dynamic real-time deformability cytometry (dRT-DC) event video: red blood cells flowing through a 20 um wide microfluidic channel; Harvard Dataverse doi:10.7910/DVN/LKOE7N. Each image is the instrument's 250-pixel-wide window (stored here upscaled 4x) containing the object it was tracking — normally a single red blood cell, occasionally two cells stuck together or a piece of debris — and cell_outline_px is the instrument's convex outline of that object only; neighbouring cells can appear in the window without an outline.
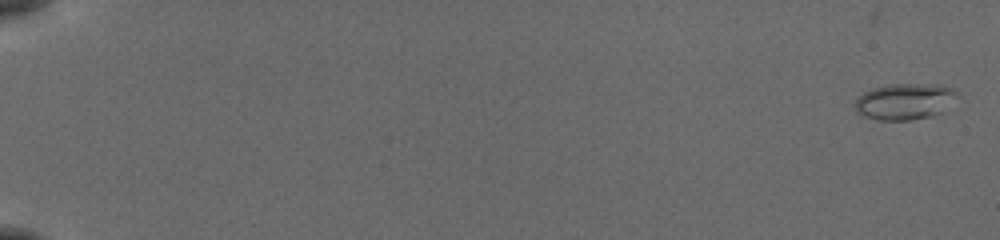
{"species": "common noctule bat (a hibernating species)", "species_latin": "Nyctalus noctula", "temperature_condition": "cold", "stored_images_in_passage": 55, "camera_frame_rate_fps": 3000, "um_per_image_px": 0.085, "animal": {"sex": "female", "body_mass_g": 19.5, "forearm_length_mm": 54.1}, "frame": {"image": 1, "passage_image": 1, "time_ms": 0.0, "image_size_px": [1000, 240], "cell_outline_px": [[960, 96], [948, 112], [932, 116], [908, 120], [876, 120], [864, 116], [856, 112], [852, 104], [864, 92], [872, 88], [892, 84], [940, 84], [952, 88], [960, 92]], "centroid_in_image_um": [77.0, 8.63], "position_along_channel_um": 8.0, "area_um2": 22.43}}
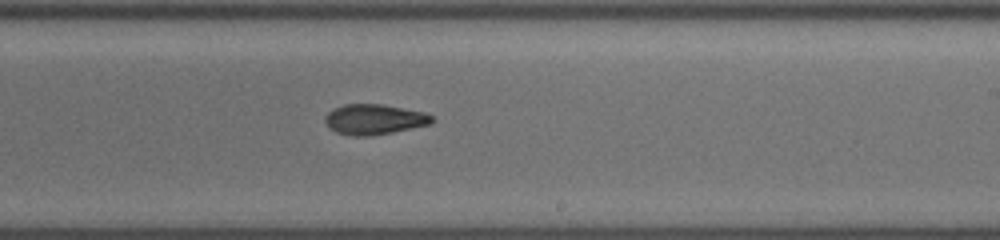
{"frame": {"image": 2, "passage_image": 36, "time_ms": 11.667, "image_size_px": [1000, 240], "cell_outline_px": [[436, 120], [432, 124], [392, 132], [368, 136], [352, 136], [336, 132], [328, 128], [324, 120], [324, 116], [328, 112], [344, 104], [380, 104], [424, 112], [432, 116]], "centroid_in_image_um": [31.8, 10.15], "position_along_channel_um": 257.2, "area_um2": 18.9}}
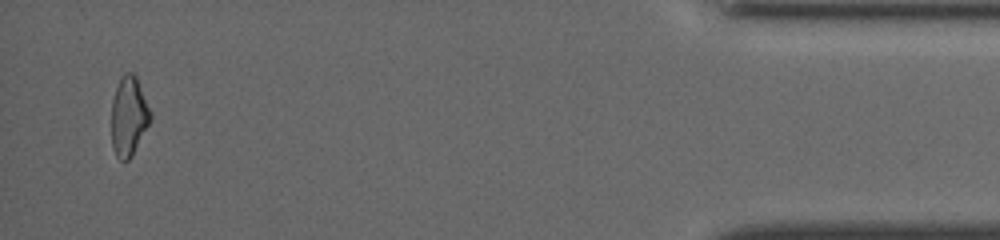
{"frame": {"image": 3, "passage_image": 54, "time_ms": 17.667, "image_size_px": [1000, 240], "cell_outline_px": [[152, 116], [132, 156], [128, 160], [120, 160], [116, 156], [112, 148], [112, 100], [120, 76], [124, 72], [132, 72], [136, 76]], "centroid_in_image_um": [10.92, 9.87], "position_along_channel_um": 424.3, "area_um2": 17.8}, "authors_computed_cell_mechanics": {"area_um2": 18.496, "velocity_mm_per_s": 3.8716, "shape_relaxation_time_tau1_ms": 4.7465, "shape_relaxation_time_tau2_ms": 3.6956, "deformation_change_tau1": 0.1673, "deformation_change_tau2": 0.1119}}